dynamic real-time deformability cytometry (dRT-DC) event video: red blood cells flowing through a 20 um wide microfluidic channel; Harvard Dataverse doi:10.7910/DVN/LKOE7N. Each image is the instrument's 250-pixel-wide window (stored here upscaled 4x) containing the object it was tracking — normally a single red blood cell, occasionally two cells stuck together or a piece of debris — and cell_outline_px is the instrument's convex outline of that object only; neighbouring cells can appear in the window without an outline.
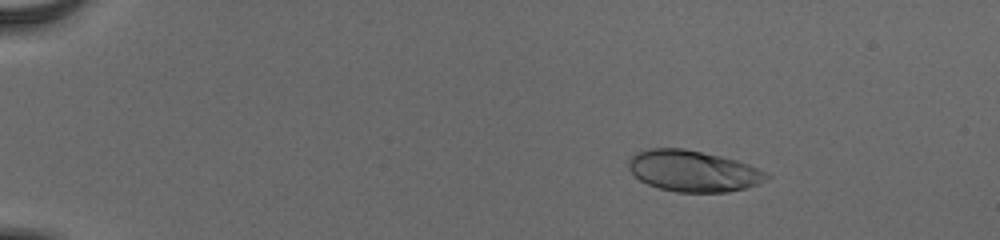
{"species": "human", "species_latin": "Homo sapiens", "temperature_condition": "cold", "stored_images_in_passage": 56, "camera_frame_rate_fps": 3000, "um_per_image_px": 0.085, "donor": {"sex": "male"}, "frame": {"image": 1, "passage_image": 10, "time_ms": 3.0, "image_size_px": [1000, 240], "cell_outline_px": [[772, 176], [768, 180], [744, 188], [728, 192], [676, 192], [660, 188], [648, 184], [640, 180], [628, 168], [628, 160], [636, 152], [648, 148], [684, 148], [720, 156], [736, 160], [748, 164], [768, 172]], "centroid_in_image_um": [58.93, 14.53], "position_along_channel_um": 26.1, "area_um2": 33.18}}
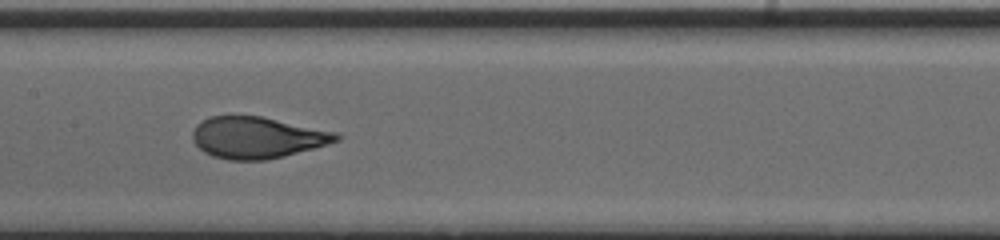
{"frame": {"image": 2, "passage_image": 31, "time_ms": 10.0, "image_size_px": [1000, 240], "cell_outline_px": [[344, 136], [340, 140], [328, 144], [264, 160], [228, 160], [212, 156], [204, 152], [192, 140], [192, 132], [196, 124], [200, 120], [208, 116], [260, 116], [336, 132]], "centroid_in_image_um": [21.82, 11.68], "position_along_channel_um": 185.6, "area_um2": 34.56}}
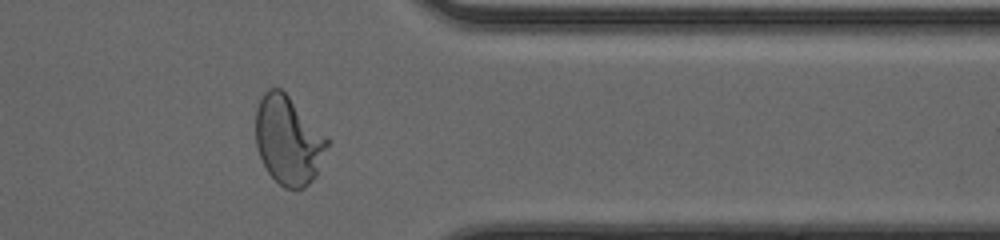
{"frame": {"image": 3, "passage_image": 47, "time_ms": 15.333, "image_size_px": [1000, 240], "cell_outline_px": [[328, 144], [316, 176], [304, 188], [284, 188], [268, 172], [260, 156], [256, 144], [256, 108], [264, 92], [268, 88], [280, 88], [328, 136]], "centroid_in_image_um": [24.51, 11.92], "position_along_channel_um": 386.9, "area_um2": 36.59}, "authors_computed_cell_mechanics": {"area_um2": 34.6511, "velocity_mm_per_s": 3.8928, "shape_relaxation_time_tau1_ms": 4.5353, "shape_relaxation_time_tau2_ms": null, "deformation_change_tau1": 0.2232, "deformation_change_tau2": null}}